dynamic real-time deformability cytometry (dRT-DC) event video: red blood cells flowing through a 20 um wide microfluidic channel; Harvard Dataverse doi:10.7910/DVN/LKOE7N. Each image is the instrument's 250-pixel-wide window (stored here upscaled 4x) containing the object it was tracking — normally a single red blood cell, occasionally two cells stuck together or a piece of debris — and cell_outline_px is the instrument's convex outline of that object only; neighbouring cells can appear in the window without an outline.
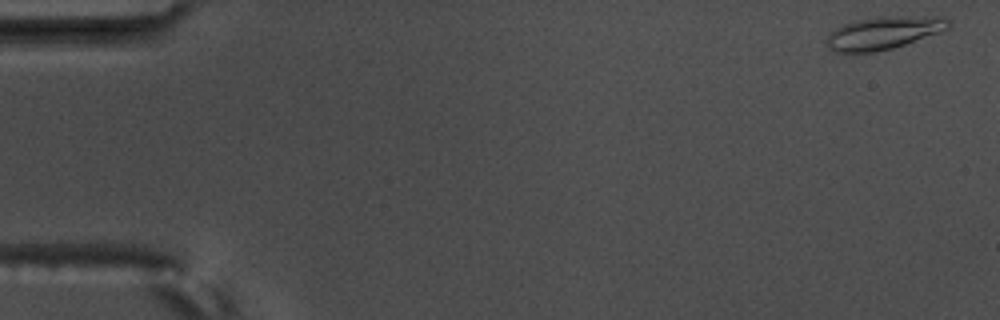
{"species": "common noctule bat (a hibernating species)", "species_latin": "Nyctalus noctula", "temperature_condition": "warm", "stored_images_in_passage": 4, "camera_frame_rate_fps": 3000, "um_per_image_px": 0.085, "animal": {"sex": "male", "body_mass_g": 17.5, "forearm_length_mm": 52.3}, "frame": {"image": 1, "passage_image": 1, "time_ms": 0.0, "image_size_px": [1000, 320], "cell_outline_px": [[952, 24], [948, 28], [904, 44], [892, 48], [872, 52], [836, 52], [828, 48], [824, 40], [840, 24], [856, 20], [936, 16], [944, 16]], "centroid_in_image_um": [75.04, 2.82], "position_along_channel_um": 10.0, "area_um2": 22.37}}